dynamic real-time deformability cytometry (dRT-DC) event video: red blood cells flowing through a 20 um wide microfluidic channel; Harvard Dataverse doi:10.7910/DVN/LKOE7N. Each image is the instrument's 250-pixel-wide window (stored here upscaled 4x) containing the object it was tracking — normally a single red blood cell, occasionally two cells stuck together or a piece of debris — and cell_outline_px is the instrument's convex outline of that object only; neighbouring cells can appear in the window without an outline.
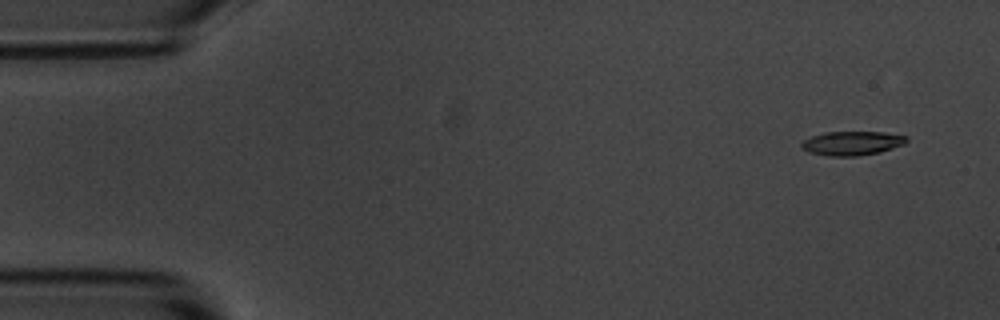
{"species": "common noctule bat (a hibernating species)", "species_latin": "Nyctalus noctula", "temperature_condition": "room temperature", "stored_images_in_passage": 8, "camera_frame_rate_fps": 3000, "um_per_image_px": 0.085, "animal": {"sex": "male", "body_mass_g": 20.1, "forearm_length_mm": 53.5}, "frame": {"image": 1, "passage_image": 1, "time_ms": 0.0, "image_size_px": [1000, 320], "cell_outline_px": [[908, 140], [904, 144], [880, 152], [856, 156], [828, 156], [808, 152], [800, 148], [800, 144], [804, 140], [812, 136], [824, 132], [884, 132], [908, 136]], "centroid_in_image_um": [72.41, 12.17], "position_along_channel_um": 12.6, "area_um2": 14.8}}
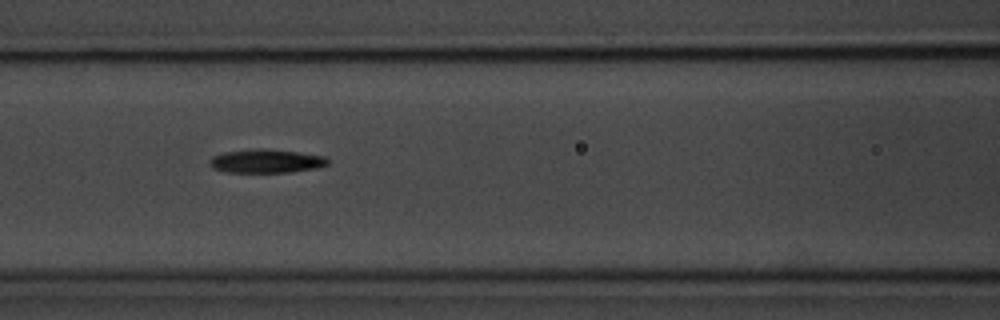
{"frame": {"image": 2, "passage_image": 7, "time_ms": 6.667, "image_size_px": [1000, 320], "cell_outline_px": [[328, 164], [316, 168], [292, 172], [224, 172], [212, 168], [208, 164], [208, 160], [212, 156], [224, 152], [256, 148], [264, 148], [296, 152], [324, 156], [328, 160]], "centroid_in_image_um": [22.56, 13.69], "position_along_channel_um": 144.0, "area_um2": 16.36}}
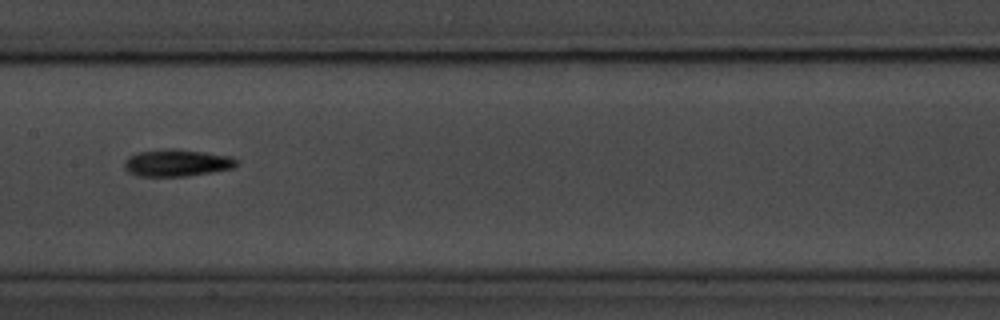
{"frame": {"image": 3, "passage_image": 8, "time_ms": 8.0, "image_size_px": [1000, 320], "cell_outline_px": [[240, 160], [232, 168], [212, 172], [184, 176], [136, 176], [128, 172], [124, 168], [124, 160], [128, 156], [140, 152], [164, 148], [176, 148], [232, 156]], "centroid_in_image_um": [15.02, 13.83], "position_along_channel_um": 192.4, "area_um2": 17.86}}